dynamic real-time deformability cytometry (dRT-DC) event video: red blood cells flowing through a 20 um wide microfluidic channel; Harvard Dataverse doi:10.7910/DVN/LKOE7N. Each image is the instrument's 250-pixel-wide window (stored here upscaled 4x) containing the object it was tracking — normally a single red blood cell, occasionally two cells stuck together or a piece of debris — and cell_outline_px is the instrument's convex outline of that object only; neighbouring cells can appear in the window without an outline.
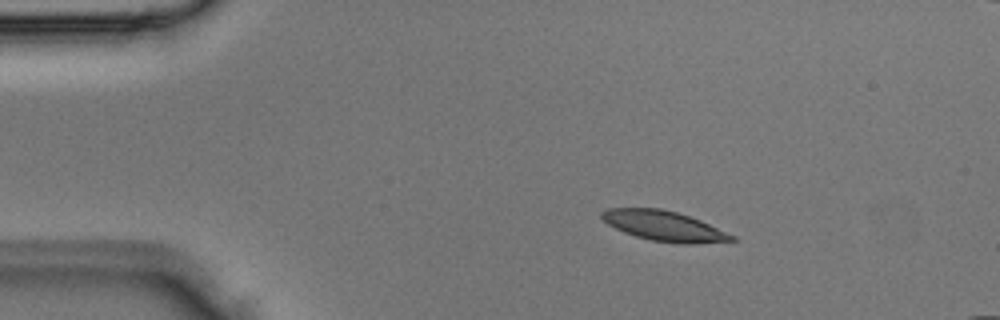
{"species": "Egyptian fruit bat (a non-hibernating species)", "species_latin": "Rousettus aegyptiacus", "temperature_condition": "room temperature", "stored_images_in_passage": 3, "camera_frame_rate_fps": 3000, "um_per_image_px": 0.085, "animal": {"sex": "male"}, "frame": {"image": 1, "passage_image": 2, "time_ms": 0.333, "image_size_px": [1000, 320], "cell_outline_px": [[736, 240], [692, 244], [680, 244], [652, 240], [636, 236], [624, 232], [608, 224], [600, 216], [600, 212], [608, 208], [660, 208], [676, 212], [700, 220], [736, 236]], "centroid_in_image_um": [56.44, 19.2], "position_along_channel_um": 28.6, "area_um2": 22.6}}